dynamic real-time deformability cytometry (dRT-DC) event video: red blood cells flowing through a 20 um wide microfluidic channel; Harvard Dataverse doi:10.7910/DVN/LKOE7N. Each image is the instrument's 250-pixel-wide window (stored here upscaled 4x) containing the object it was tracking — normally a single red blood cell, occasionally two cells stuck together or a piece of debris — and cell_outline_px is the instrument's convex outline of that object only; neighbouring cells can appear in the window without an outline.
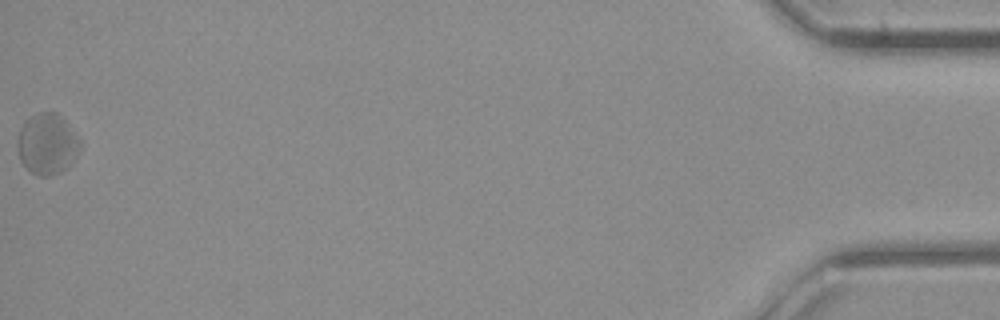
{"species": "common noctule bat (a hibernating species)", "species_latin": "Nyctalus noctula", "temperature_condition": "cold", "stored_images_in_passage": 32, "camera_frame_rate_fps": 3000, "um_per_image_px": 0.085, "animal": {"sex": "female", "body_mass_g": 21.9}, "frame": {"image": 1, "passage_image": 32, "time_ms": 10.333, "image_size_px": [1000, 320], "cell_outline_px": [[80, 152], [68, 168], [60, 172], [48, 176], [36, 176], [20, 160], [16, 148], [16, 144], [20, 132], [24, 124], [32, 116], [40, 112], [56, 112], [64, 120], [80, 140]], "centroid_in_image_um": [4.02, 12.27], "position_along_channel_um": 431.2, "area_um2": 22.02}}